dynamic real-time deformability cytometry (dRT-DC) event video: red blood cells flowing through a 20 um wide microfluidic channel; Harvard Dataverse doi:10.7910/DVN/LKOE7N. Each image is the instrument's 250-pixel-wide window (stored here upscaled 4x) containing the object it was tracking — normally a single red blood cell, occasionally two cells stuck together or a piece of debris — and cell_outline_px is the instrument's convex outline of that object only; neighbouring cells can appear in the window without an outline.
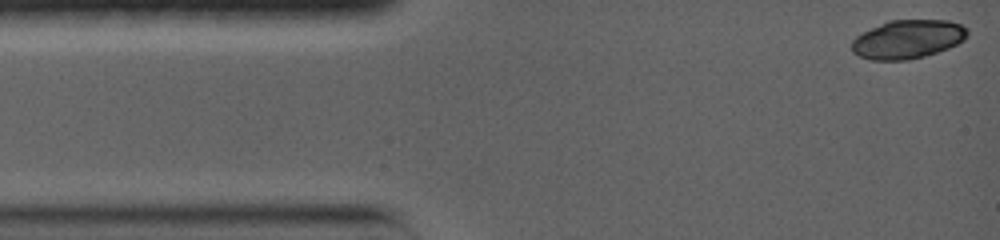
{"species": "common noctule bat (a hibernating species)", "species_latin": "Nyctalus noctula", "temperature_condition": "warm", "stored_images_in_passage": 7, "camera_frame_rate_fps": 5000, "um_per_image_px": 0.085, "animal": {"sex": "female", "body_mass_g": 19.0, "forearm_length_mm": 56.7}, "frame": {"image": 1, "passage_image": 1, "time_ms": 0.0, "image_size_px": [1000, 240], "cell_outline_px": [[968, 36], [964, 40], [948, 48], [924, 56], [908, 60], [872, 60], [860, 56], [852, 52], [852, 40], [856, 36], [888, 20], [948, 20], [960, 24], [968, 28]], "centroid_in_image_um": [77.18, 3.33], "position_along_channel_um": 7.8, "area_um2": 26.01}}